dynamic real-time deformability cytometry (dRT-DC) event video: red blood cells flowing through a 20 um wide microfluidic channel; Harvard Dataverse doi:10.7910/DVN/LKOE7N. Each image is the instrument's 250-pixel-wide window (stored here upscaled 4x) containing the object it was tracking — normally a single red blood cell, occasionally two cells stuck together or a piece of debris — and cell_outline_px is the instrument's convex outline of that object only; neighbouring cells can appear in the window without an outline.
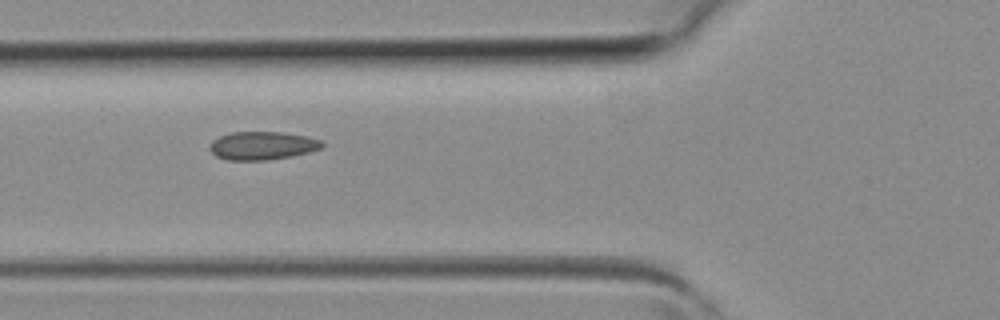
{"species": "common noctule bat (a hibernating species)", "species_latin": "Nyctalus noctula", "temperature_condition": "room temperature", "stored_images_in_passage": 5, "camera_frame_rate_fps": 3000, "um_per_image_px": 0.085, "animal": {"sex": "female", "body_mass_g": 19.3, "forearm_length_mm": 54.1}, "frame": {"image": 1, "passage_image": 5, "time_ms": 1.333, "image_size_px": [1000, 320], "cell_outline_px": [[324, 144], [320, 148], [308, 152], [292, 156], [268, 160], [228, 160], [216, 156], [208, 148], [212, 140], [220, 136], [232, 132], [284, 132], [308, 136], [324, 140]], "centroid_in_image_um": [22.31, 12.37], "position_along_channel_um": 103.5, "area_um2": 18.61}}